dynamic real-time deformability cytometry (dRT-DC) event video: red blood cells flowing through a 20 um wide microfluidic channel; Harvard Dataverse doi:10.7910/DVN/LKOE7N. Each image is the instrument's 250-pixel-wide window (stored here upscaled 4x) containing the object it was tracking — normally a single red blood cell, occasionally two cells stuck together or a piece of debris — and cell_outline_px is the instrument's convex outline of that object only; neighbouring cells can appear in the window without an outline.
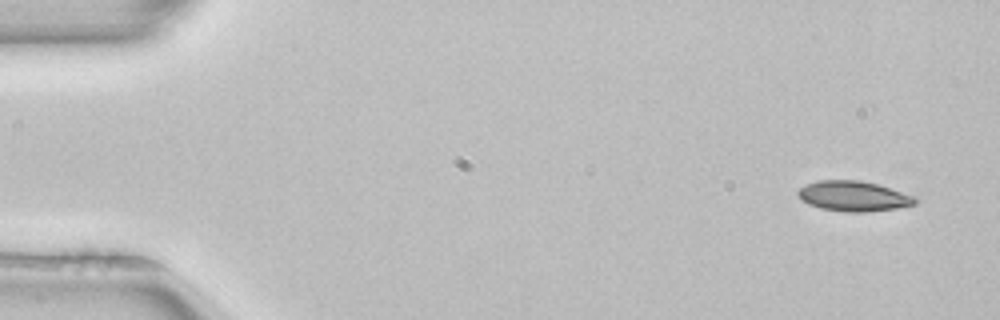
{"species": "common noctule bat (a hibernating species)", "species_latin": "Nyctalus noctula", "temperature_condition": "room temperature", "stored_images_in_passage": 2, "segment_of_instrument_passage": [2, 2], "camera_frame_rate_fps": 3000, "um_per_image_px": 0.085, "animal": {"sex": "female", "body_mass_g": 22.7, "forearm_length_mm": 54.2}, "frame": {"image": 1, "passage_image": 2, "time_ms": 0.333, "image_size_px": [1000, 320], "cell_outline_px": [[916, 204], [896, 208], [868, 212], [848, 212], [820, 208], [808, 204], [800, 200], [796, 192], [804, 184], [816, 180], [860, 180], [876, 184], [916, 196]], "centroid_in_image_um": [72.5, 16.67], "position_along_channel_um": 12.5, "area_um2": 20.75}}